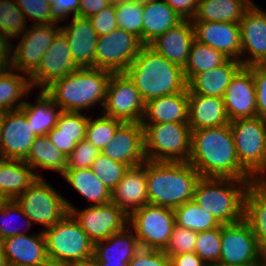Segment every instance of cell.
Wrapping results in <instances>:
<instances>
[{"instance_id": "obj_1", "label": "cell", "mask_w": 266, "mask_h": 266, "mask_svg": "<svg viewBox=\"0 0 266 266\" xmlns=\"http://www.w3.org/2000/svg\"><path fill=\"white\" fill-rule=\"evenodd\" d=\"M188 163L201 177L256 180L239 163L230 124L192 130Z\"/></svg>"}, {"instance_id": "obj_2", "label": "cell", "mask_w": 266, "mask_h": 266, "mask_svg": "<svg viewBox=\"0 0 266 266\" xmlns=\"http://www.w3.org/2000/svg\"><path fill=\"white\" fill-rule=\"evenodd\" d=\"M124 73L134 83L145 103L187 89L183 68L158 54L149 45L140 49Z\"/></svg>"}, {"instance_id": "obj_3", "label": "cell", "mask_w": 266, "mask_h": 266, "mask_svg": "<svg viewBox=\"0 0 266 266\" xmlns=\"http://www.w3.org/2000/svg\"><path fill=\"white\" fill-rule=\"evenodd\" d=\"M200 173L188 162L146 160L148 203L175 209L193 200Z\"/></svg>"}, {"instance_id": "obj_4", "label": "cell", "mask_w": 266, "mask_h": 266, "mask_svg": "<svg viewBox=\"0 0 266 266\" xmlns=\"http://www.w3.org/2000/svg\"><path fill=\"white\" fill-rule=\"evenodd\" d=\"M112 72L98 68H78L54 81L44 91L62 111L82 112L99 103L103 107Z\"/></svg>"}, {"instance_id": "obj_5", "label": "cell", "mask_w": 266, "mask_h": 266, "mask_svg": "<svg viewBox=\"0 0 266 266\" xmlns=\"http://www.w3.org/2000/svg\"><path fill=\"white\" fill-rule=\"evenodd\" d=\"M255 181L201 177L195 186L193 201L221 225L236 223L244 219L245 196Z\"/></svg>"}, {"instance_id": "obj_6", "label": "cell", "mask_w": 266, "mask_h": 266, "mask_svg": "<svg viewBox=\"0 0 266 266\" xmlns=\"http://www.w3.org/2000/svg\"><path fill=\"white\" fill-rule=\"evenodd\" d=\"M149 161L188 162L192 130L188 123H141Z\"/></svg>"}, {"instance_id": "obj_7", "label": "cell", "mask_w": 266, "mask_h": 266, "mask_svg": "<svg viewBox=\"0 0 266 266\" xmlns=\"http://www.w3.org/2000/svg\"><path fill=\"white\" fill-rule=\"evenodd\" d=\"M43 233L48 259L58 266H68L93 256L94 243L70 213Z\"/></svg>"}, {"instance_id": "obj_8", "label": "cell", "mask_w": 266, "mask_h": 266, "mask_svg": "<svg viewBox=\"0 0 266 266\" xmlns=\"http://www.w3.org/2000/svg\"><path fill=\"white\" fill-rule=\"evenodd\" d=\"M229 124L239 163L257 181L266 178V121L255 116Z\"/></svg>"}, {"instance_id": "obj_9", "label": "cell", "mask_w": 266, "mask_h": 266, "mask_svg": "<svg viewBox=\"0 0 266 266\" xmlns=\"http://www.w3.org/2000/svg\"><path fill=\"white\" fill-rule=\"evenodd\" d=\"M15 202L32 222L49 228L67 213L70 202L56 191L43 177L38 179Z\"/></svg>"}, {"instance_id": "obj_10", "label": "cell", "mask_w": 266, "mask_h": 266, "mask_svg": "<svg viewBox=\"0 0 266 266\" xmlns=\"http://www.w3.org/2000/svg\"><path fill=\"white\" fill-rule=\"evenodd\" d=\"M175 224L174 209L149 203L132 212L128 221L140 248L156 250L166 248Z\"/></svg>"}, {"instance_id": "obj_11", "label": "cell", "mask_w": 266, "mask_h": 266, "mask_svg": "<svg viewBox=\"0 0 266 266\" xmlns=\"http://www.w3.org/2000/svg\"><path fill=\"white\" fill-rule=\"evenodd\" d=\"M265 257L245 219L221 225V254L218 265L254 266Z\"/></svg>"}, {"instance_id": "obj_12", "label": "cell", "mask_w": 266, "mask_h": 266, "mask_svg": "<svg viewBox=\"0 0 266 266\" xmlns=\"http://www.w3.org/2000/svg\"><path fill=\"white\" fill-rule=\"evenodd\" d=\"M144 45L132 33L117 28L98 37L95 68L112 73H124Z\"/></svg>"}, {"instance_id": "obj_13", "label": "cell", "mask_w": 266, "mask_h": 266, "mask_svg": "<svg viewBox=\"0 0 266 266\" xmlns=\"http://www.w3.org/2000/svg\"><path fill=\"white\" fill-rule=\"evenodd\" d=\"M60 31L61 27L56 23L29 25L18 45L10 47L11 68L30 77Z\"/></svg>"}, {"instance_id": "obj_14", "label": "cell", "mask_w": 266, "mask_h": 266, "mask_svg": "<svg viewBox=\"0 0 266 266\" xmlns=\"http://www.w3.org/2000/svg\"><path fill=\"white\" fill-rule=\"evenodd\" d=\"M145 102L125 73H112L107 85L102 113L123 122L141 123Z\"/></svg>"}, {"instance_id": "obj_15", "label": "cell", "mask_w": 266, "mask_h": 266, "mask_svg": "<svg viewBox=\"0 0 266 266\" xmlns=\"http://www.w3.org/2000/svg\"><path fill=\"white\" fill-rule=\"evenodd\" d=\"M68 211L93 243L105 240L128 226L129 216L113 202L90 205L80 211L70 204Z\"/></svg>"}, {"instance_id": "obj_16", "label": "cell", "mask_w": 266, "mask_h": 266, "mask_svg": "<svg viewBox=\"0 0 266 266\" xmlns=\"http://www.w3.org/2000/svg\"><path fill=\"white\" fill-rule=\"evenodd\" d=\"M65 34L60 31L47 52L42 56L37 70L30 76L32 88L45 90L54 81L76 71Z\"/></svg>"}, {"instance_id": "obj_17", "label": "cell", "mask_w": 266, "mask_h": 266, "mask_svg": "<svg viewBox=\"0 0 266 266\" xmlns=\"http://www.w3.org/2000/svg\"><path fill=\"white\" fill-rule=\"evenodd\" d=\"M1 158L24 161L36 135L21 109L2 113Z\"/></svg>"}, {"instance_id": "obj_18", "label": "cell", "mask_w": 266, "mask_h": 266, "mask_svg": "<svg viewBox=\"0 0 266 266\" xmlns=\"http://www.w3.org/2000/svg\"><path fill=\"white\" fill-rule=\"evenodd\" d=\"M239 27L242 65H262L266 60V12L251 5L245 11Z\"/></svg>"}, {"instance_id": "obj_19", "label": "cell", "mask_w": 266, "mask_h": 266, "mask_svg": "<svg viewBox=\"0 0 266 266\" xmlns=\"http://www.w3.org/2000/svg\"><path fill=\"white\" fill-rule=\"evenodd\" d=\"M101 153L129 168L142 165L146 160L144 128L139 122H124Z\"/></svg>"}, {"instance_id": "obj_20", "label": "cell", "mask_w": 266, "mask_h": 266, "mask_svg": "<svg viewBox=\"0 0 266 266\" xmlns=\"http://www.w3.org/2000/svg\"><path fill=\"white\" fill-rule=\"evenodd\" d=\"M224 104L230 121L257 116L252 66H242L225 90Z\"/></svg>"}, {"instance_id": "obj_21", "label": "cell", "mask_w": 266, "mask_h": 266, "mask_svg": "<svg viewBox=\"0 0 266 266\" xmlns=\"http://www.w3.org/2000/svg\"><path fill=\"white\" fill-rule=\"evenodd\" d=\"M192 25L196 41L221 51L229 59L241 61L239 23L202 21Z\"/></svg>"}, {"instance_id": "obj_22", "label": "cell", "mask_w": 266, "mask_h": 266, "mask_svg": "<svg viewBox=\"0 0 266 266\" xmlns=\"http://www.w3.org/2000/svg\"><path fill=\"white\" fill-rule=\"evenodd\" d=\"M69 25L61 26L67 37L74 63L79 68H95V53L98 34L93 29L90 17L74 16Z\"/></svg>"}, {"instance_id": "obj_23", "label": "cell", "mask_w": 266, "mask_h": 266, "mask_svg": "<svg viewBox=\"0 0 266 266\" xmlns=\"http://www.w3.org/2000/svg\"><path fill=\"white\" fill-rule=\"evenodd\" d=\"M111 202L128 216L148 204L146 161L142 165L130 167L125 172L122 180L111 192Z\"/></svg>"}, {"instance_id": "obj_24", "label": "cell", "mask_w": 266, "mask_h": 266, "mask_svg": "<svg viewBox=\"0 0 266 266\" xmlns=\"http://www.w3.org/2000/svg\"><path fill=\"white\" fill-rule=\"evenodd\" d=\"M1 245L7 265H37L48 260L43 231L8 237Z\"/></svg>"}, {"instance_id": "obj_25", "label": "cell", "mask_w": 266, "mask_h": 266, "mask_svg": "<svg viewBox=\"0 0 266 266\" xmlns=\"http://www.w3.org/2000/svg\"><path fill=\"white\" fill-rule=\"evenodd\" d=\"M194 40V28L191 20H182L161 34L149 46L170 62L184 68Z\"/></svg>"}, {"instance_id": "obj_26", "label": "cell", "mask_w": 266, "mask_h": 266, "mask_svg": "<svg viewBox=\"0 0 266 266\" xmlns=\"http://www.w3.org/2000/svg\"><path fill=\"white\" fill-rule=\"evenodd\" d=\"M188 110L191 130L215 128L230 123L223 98L188 94Z\"/></svg>"}, {"instance_id": "obj_27", "label": "cell", "mask_w": 266, "mask_h": 266, "mask_svg": "<svg viewBox=\"0 0 266 266\" xmlns=\"http://www.w3.org/2000/svg\"><path fill=\"white\" fill-rule=\"evenodd\" d=\"M188 88L145 103L141 123H188Z\"/></svg>"}, {"instance_id": "obj_28", "label": "cell", "mask_w": 266, "mask_h": 266, "mask_svg": "<svg viewBox=\"0 0 266 266\" xmlns=\"http://www.w3.org/2000/svg\"><path fill=\"white\" fill-rule=\"evenodd\" d=\"M242 66L239 60L228 59L219 67L200 72L187 83L188 94L223 98L231 79Z\"/></svg>"}, {"instance_id": "obj_29", "label": "cell", "mask_w": 266, "mask_h": 266, "mask_svg": "<svg viewBox=\"0 0 266 266\" xmlns=\"http://www.w3.org/2000/svg\"><path fill=\"white\" fill-rule=\"evenodd\" d=\"M88 120L81 112L62 111L57 124L46 135L68 157L76 144L85 139Z\"/></svg>"}, {"instance_id": "obj_30", "label": "cell", "mask_w": 266, "mask_h": 266, "mask_svg": "<svg viewBox=\"0 0 266 266\" xmlns=\"http://www.w3.org/2000/svg\"><path fill=\"white\" fill-rule=\"evenodd\" d=\"M41 177L25 162L0 158V194L15 200Z\"/></svg>"}, {"instance_id": "obj_31", "label": "cell", "mask_w": 266, "mask_h": 266, "mask_svg": "<svg viewBox=\"0 0 266 266\" xmlns=\"http://www.w3.org/2000/svg\"><path fill=\"white\" fill-rule=\"evenodd\" d=\"M182 20L164 0H152L143 6L142 44L150 45Z\"/></svg>"}, {"instance_id": "obj_32", "label": "cell", "mask_w": 266, "mask_h": 266, "mask_svg": "<svg viewBox=\"0 0 266 266\" xmlns=\"http://www.w3.org/2000/svg\"><path fill=\"white\" fill-rule=\"evenodd\" d=\"M139 249L136 235L127 226L107 239L95 242L93 256L97 261L129 263Z\"/></svg>"}, {"instance_id": "obj_33", "label": "cell", "mask_w": 266, "mask_h": 266, "mask_svg": "<svg viewBox=\"0 0 266 266\" xmlns=\"http://www.w3.org/2000/svg\"><path fill=\"white\" fill-rule=\"evenodd\" d=\"M244 219L266 255V178L253 182L245 196Z\"/></svg>"}, {"instance_id": "obj_34", "label": "cell", "mask_w": 266, "mask_h": 266, "mask_svg": "<svg viewBox=\"0 0 266 266\" xmlns=\"http://www.w3.org/2000/svg\"><path fill=\"white\" fill-rule=\"evenodd\" d=\"M36 97V103L25 101L20 108L31 125L36 136L46 135L57 124L58 117L62 112L60 107L53 102V99L44 91ZM58 107V111L56 110Z\"/></svg>"}, {"instance_id": "obj_35", "label": "cell", "mask_w": 266, "mask_h": 266, "mask_svg": "<svg viewBox=\"0 0 266 266\" xmlns=\"http://www.w3.org/2000/svg\"><path fill=\"white\" fill-rule=\"evenodd\" d=\"M250 6L246 0H199L196 16L191 22L240 23Z\"/></svg>"}, {"instance_id": "obj_36", "label": "cell", "mask_w": 266, "mask_h": 266, "mask_svg": "<svg viewBox=\"0 0 266 266\" xmlns=\"http://www.w3.org/2000/svg\"><path fill=\"white\" fill-rule=\"evenodd\" d=\"M17 73H16V72ZM30 77L18 74V71L9 68L0 72V113L20 109L24 101V96L32 91Z\"/></svg>"}, {"instance_id": "obj_37", "label": "cell", "mask_w": 266, "mask_h": 266, "mask_svg": "<svg viewBox=\"0 0 266 266\" xmlns=\"http://www.w3.org/2000/svg\"><path fill=\"white\" fill-rule=\"evenodd\" d=\"M79 194L92 202V206L111 202V192L94 175L91 168L65 170L61 175Z\"/></svg>"}, {"instance_id": "obj_38", "label": "cell", "mask_w": 266, "mask_h": 266, "mask_svg": "<svg viewBox=\"0 0 266 266\" xmlns=\"http://www.w3.org/2000/svg\"><path fill=\"white\" fill-rule=\"evenodd\" d=\"M24 161L34 172L37 168H42L62 175L67 166V157L53 145L47 135L35 137Z\"/></svg>"}, {"instance_id": "obj_39", "label": "cell", "mask_w": 266, "mask_h": 266, "mask_svg": "<svg viewBox=\"0 0 266 266\" xmlns=\"http://www.w3.org/2000/svg\"><path fill=\"white\" fill-rule=\"evenodd\" d=\"M227 58L221 51L194 40L184 70L187 83L200 72L212 70L224 64Z\"/></svg>"}, {"instance_id": "obj_40", "label": "cell", "mask_w": 266, "mask_h": 266, "mask_svg": "<svg viewBox=\"0 0 266 266\" xmlns=\"http://www.w3.org/2000/svg\"><path fill=\"white\" fill-rule=\"evenodd\" d=\"M176 225L195 232H203L221 226L215 217L203 210L193 200L174 209Z\"/></svg>"}, {"instance_id": "obj_41", "label": "cell", "mask_w": 266, "mask_h": 266, "mask_svg": "<svg viewBox=\"0 0 266 266\" xmlns=\"http://www.w3.org/2000/svg\"><path fill=\"white\" fill-rule=\"evenodd\" d=\"M24 13L17 7L15 0H0V36L11 42L28 29ZM11 37V38H10Z\"/></svg>"}, {"instance_id": "obj_42", "label": "cell", "mask_w": 266, "mask_h": 266, "mask_svg": "<svg viewBox=\"0 0 266 266\" xmlns=\"http://www.w3.org/2000/svg\"><path fill=\"white\" fill-rule=\"evenodd\" d=\"M124 122L101 113L99 118L88 120L85 139L97 147L100 151L114 137L117 129Z\"/></svg>"}, {"instance_id": "obj_43", "label": "cell", "mask_w": 266, "mask_h": 266, "mask_svg": "<svg viewBox=\"0 0 266 266\" xmlns=\"http://www.w3.org/2000/svg\"><path fill=\"white\" fill-rule=\"evenodd\" d=\"M129 169L126 164L111 160L108 156L100 153L91 165L94 175L112 192L122 180L125 172Z\"/></svg>"}, {"instance_id": "obj_44", "label": "cell", "mask_w": 266, "mask_h": 266, "mask_svg": "<svg viewBox=\"0 0 266 266\" xmlns=\"http://www.w3.org/2000/svg\"><path fill=\"white\" fill-rule=\"evenodd\" d=\"M194 253L209 266L217 264L221 254V226L198 232Z\"/></svg>"}, {"instance_id": "obj_45", "label": "cell", "mask_w": 266, "mask_h": 266, "mask_svg": "<svg viewBox=\"0 0 266 266\" xmlns=\"http://www.w3.org/2000/svg\"><path fill=\"white\" fill-rule=\"evenodd\" d=\"M118 28L137 36L142 42L143 6L124 1L115 6Z\"/></svg>"}, {"instance_id": "obj_46", "label": "cell", "mask_w": 266, "mask_h": 266, "mask_svg": "<svg viewBox=\"0 0 266 266\" xmlns=\"http://www.w3.org/2000/svg\"><path fill=\"white\" fill-rule=\"evenodd\" d=\"M197 237V232L175 224L169 243L163 251L169 258L176 254L194 252Z\"/></svg>"}, {"instance_id": "obj_47", "label": "cell", "mask_w": 266, "mask_h": 266, "mask_svg": "<svg viewBox=\"0 0 266 266\" xmlns=\"http://www.w3.org/2000/svg\"><path fill=\"white\" fill-rule=\"evenodd\" d=\"M101 151L86 139L76 144L67 157L66 170L91 168L92 163Z\"/></svg>"}, {"instance_id": "obj_48", "label": "cell", "mask_w": 266, "mask_h": 266, "mask_svg": "<svg viewBox=\"0 0 266 266\" xmlns=\"http://www.w3.org/2000/svg\"><path fill=\"white\" fill-rule=\"evenodd\" d=\"M13 214L18 216H23L26 218V228L29 229L32 225L31 221L27 218L21 207L15 202V200H6L0 206V216L3 220L0 219V241L19 234H27L26 231H19L18 226L12 229L11 222L10 224L6 219L11 218ZM5 221V222H4ZM8 223V224H7Z\"/></svg>"}, {"instance_id": "obj_49", "label": "cell", "mask_w": 266, "mask_h": 266, "mask_svg": "<svg viewBox=\"0 0 266 266\" xmlns=\"http://www.w3.org/2000/svg\"><path fill=\"white\" fill-rule=\"evenodd\" d=\"M17 7L27 17L34 20V25L51 24V5L48 0H15Z\"/></svg>"}, {"instance_id": "obj_50", "label": "cell", "mask_w": 266, "mask_h": 266, "mask_svg": "<svg viewBox=\"0 0 266 266\" xmlns=\"http://www.w3.org/2000/svg\"><path fill=\"white\" fill-rule=\"evenodd\" d=\"M93 29L98 36L108 34L118 28L114 5H108L91 17Z\"/></svg>"}, {"instance_id": "obj_51", "label": "cell", "mask_w": 266, "mask_h": 266, "mask_svg": "<svg viewBox=\"0 0 266 266\" xmlns=\"http://www.w3.org/2000/svg\"><path fill=\"white\" fill-rule=\"evenodd\" d=\"M256 89L257 117L266 121V70L261 65H252Z\"/></svg>"}, {"instance_id": "obj_52", "label": "cell", "mask_w": 266, "mask_h": 266, "mask_svg": "<svg viewBox=\"0 0 266 266\" xmlns=\"http://www.w3.org/2000/svg\"><path fill=\"white\" fill-rule=\"evenodd\" d=\"M129 266H169V257L163 250L140 248Z\"/></svg>"}, {"instance_id": "obj_53", "label": "cell", "mask_w": 266, "mask_h": 266, "mask_svg": "<svg viewBox=\"0 0 266 266\" xmlns=\"http://www.w3.org/2000/svg\"><path fill=\"white\" fill-rule=\"evenodd\" d=\"M51 5V21L58 24L68 18L71 13L79 15L80 0H48ZM67 16V18H66Z\"/></svg>"}, {"instance_id": "obj_54", "label": "cell", "mask_w": 266, "mask_h": 266, "mask_svg": "<svg viewBox=\"0 0 266 266\" xmlns=\"http://www.w3.org/2000/svg\"><path fill=\"white\" fill-rule=\"evenodd\" d=\"M183 20H192L198 10L199 0H164Z\"/></svg>"}, {"instance_id": "obj_55", "label": "cell", "mask_w": 266, "mask_h": 266, "mask_svg": "<svg viewBox=\"0 0 266 266\" xmlns=\"http://www.w3.org/2000/svg\"><path fill=\"white\" fill-rule=\"evenodd\" d=\"M169 266H209L196 253L176 254L169 258Z\"/></svg>"}, {"instance_id": "obj_56", "label": "cell", "mask_w": 266, "mask_h": 266, "mask_svg": "<svg viewBox=\"0 0 266 266\" xmlns=\"http://www.w3.org/2000/svg\"><path fill=\"white\" fill-rule=\"evenodd\" d=\"M108 5V0H80L79 15L91 17Z\"/></svg>"}, {"instance_id": "obj_57", "label": "cell", "mask_w": 266, "mask_h": 266, "mask_svg": "<svg viewBox=\"0 0 266 266\" xmlns=\"http://www.w3.org/2000/svg\"><path fill=\"white\" fill-rule=\"evenodd\" d=\"M11 46L14 45L0 36V72L11 67Z\"/></svg>"}, {"instance_id": "obj_58", "label": "cell", "mask_w": 266, "mask_h": 266, "mask_svg": "<svg viewBox=\"0 0 266 266\" xmlns=\"http://www.w3.org/2000/svg\"><path fill=\"white\" fill-rule=\"evenodd\" d=\"M68 266H100L99 262L94 256H91L89 258L83 259L81 261L72 263Z\"/></svg>"}, {"instance_id": "obj_59", "label": "cell", "mask_w": 266, "mask_h": 266, "mask_svg": "<svg viewBox=\"0 0 266 266\" xmlns=\"http://www.w3.org/2000/svg\"><path fill=\"white\" fill-rule=\"evenodd\" d=\"M100 266H129V263L98 261Z\"/></svg>"}, {"instance_id": "obj_60", "label": "cell", "mask_w": 266, "mask_h": 266, "mask_svg": "<svg viewBox=\"0 0 266 266\" xmlns=\"http://www.w3.org/2000/svg\"><path fill=\"white\" fill-rule=\"evenodd\" d=\"M7 266H25V265H7ZM26 266H58V265L52 262L50 259H48L45 262L37 265H26Z\"/></svg>"}, {"instance_id": "obj_61", "label": "cell", "mask_w": 266, "mask_h": 266, "mask_svg": "<svg viewBox=\"0 0 266 266\" xmlns=\"http://www.w3.org/2000/svg\"><path fill=\"white\" fill-rule=\"evenodd\" d=\"M0 266H7V262H6V259L4 257L3 250H2L1 241H0Z\"/></svg>"}, {"instance_id": "obj_62", "label": "cell", "mask_w": 266, "mask_h": 266, "mask_svg": "<svg viewBox=\"0 0 266 266\" xmlns=\"http://www.w3.org/2000/svg\"><path fill=\"white\" fill-rule=\"evenodd\" d=\"M127 1L144 6L148 4L149 2H151L152 0H127Z\"/></svg>"}, {"instance_id": "obj_63", "label": "cell", "mask_w": 266, "mask_h": 266, "mask_svg": "<svg viewBox=\"0 0 266 266\" xmlns=\"http://www.w3.org/2000/svg\"><path fill=\"white\" fill-rule=\"evenodd\" d=\"M124 1H127V0H108V3H109V5H114V6H116V5L121 4V3L124 2Z\"/></svg>"}, {"instance_id": "obj_64", "label": "cell", "mask_w": 266, "mask_h": 266, "mask_svg": "<svg viewBox=\"0 0 266 266\" xmlns=\"http://www.w3.org/2000/svg\"><path fill=\"white\" fill-rule=\"evenodd\" d=\"M1 120H2V113H0V145H1V137H2ZM0 158H1V148H0Z\"/></svg>"}, {"instance_id": "obj_65", "label": "cell", "mask_w": 266, "mask_h": 266, "mask_svg": "<svg viewBox=\"0 0 266 266\" xmlns=\"http://www.w3.org/2000/svg\"><path fill=\"white\" fill-rule=\"evenodd\" d=\"M254 266H266V257L260 263L254 265Z\"/></svg>"}, {"instance_id": "obj_66", "label": "cell", "mask_w": 266, "mask_h": 266, "mask_svg": "<svg viewBox=\"0 0 266 266\" xmlns=\"http://www.w3.org/2000/svg\"><path fill=\"white\" fill-rule=\"evenodd\" d=\"M6 201V199L0 194V206Z\"/></svg>"}, {"instance_id": "obj_67", "label": "cell", "mask_w": 266, "mask_h": 266, "mask_svg": "<svg viewBox=\"0 0 266 266\" xmlns=\"http://www.w3.org/2000/svg\"><path fill=\"white\" fill-rule=\"evenodd\" d=\"M261 66L266 70V60L263 62Z\"/></svg>"}, {"instance_id": "obj_68", "label": "cell", "mask_w": 266, "mask_h": 266, "mask_svg": "<svg viewBox=\"0 0 266 266\" xmlns=\"http://www.w3.org/2000/svg\"><path fill=\"white\" fill-rule=\"evenodd\" d=\"M250 5H255L252 0H246Z\"/></svg>"}]
</instances>
